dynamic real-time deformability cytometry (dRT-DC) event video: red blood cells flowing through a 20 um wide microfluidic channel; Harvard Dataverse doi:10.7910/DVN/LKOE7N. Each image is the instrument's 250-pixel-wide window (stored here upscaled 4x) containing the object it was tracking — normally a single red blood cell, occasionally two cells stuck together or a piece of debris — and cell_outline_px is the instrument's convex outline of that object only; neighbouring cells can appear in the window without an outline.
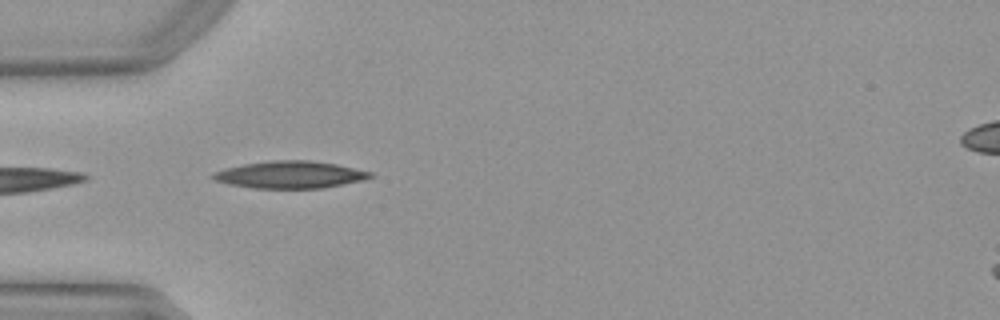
{"species": "Egyptian fruit bat (a non-hibernating species)", "species_latin": "Rousettus aegyptiacus", "temperature_condition": "warm", "stored_images_in_passage": 13, "camera_frame_rate_fps": 3000, "um_per_image_px": 0.085, "animal": {"sex": "female"}, "frame": {"image": 1, "passage_image": 1, "time_ms": 0.0, "image_size_px": [1000, 320], "cell_outline_px": [[372, 176], [364, 180], [324, 188], [252, 188], [228, 184], [216, 180], [212, 176], [216, 172], [228, 168], [244, 164], [276, 160], [308, 160], [336, 164], [372, 172]], "centroid_in_image_um": [24.71, 14.85], "position_along_channel_um": 60.3, "area_um2": 24.57}}
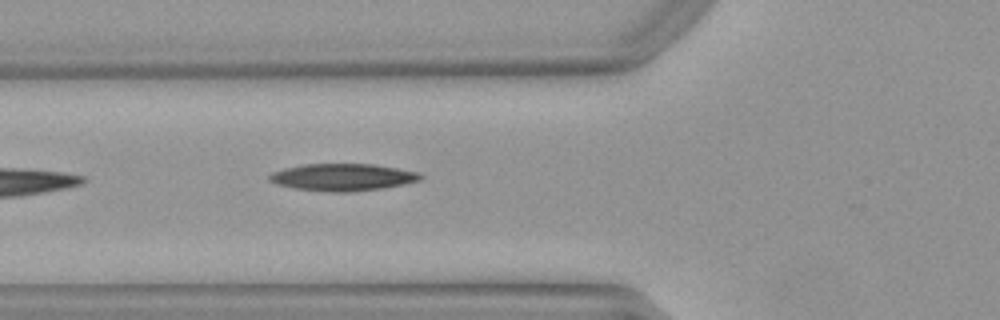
{"frame": {"image": 2, "passage_image": 4, "time_ms": 1.0, "image_size_px": [1000, 320], "cell_outline_px": [[424, 176], [420, 180], [404, 184], [384, 188], [352, 192], [328, 192], [296, 188], [276, 184], [268, 180], [268, 176], [272, 172], [284, 168], [304, 164], [372, 164], [396, 168], [416, 172]], "centroid_in_image_um": [29.11, 15.07], "position_along_channel_um": 96.7, "area_um2": 23.87}}
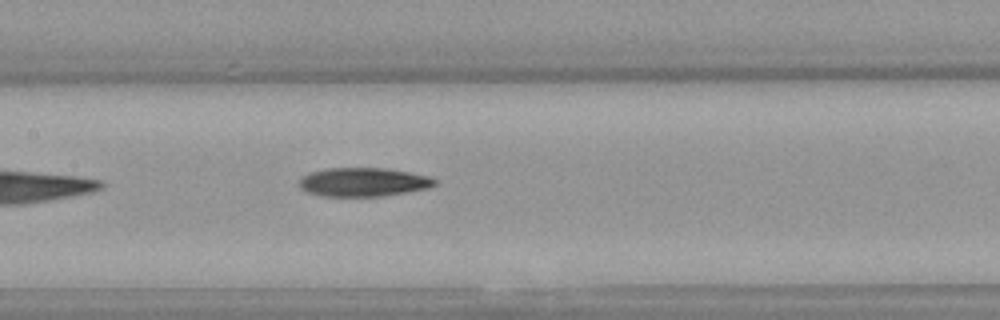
{"frame": {"image": 3, "passage_image": 10, "time_ms": 3.0, "image_size_px": [1000, 320], "cell_outline_px": [[436, 184], [428, 188], [384, 196], [320, 196], [308, 192], [300, 188], [300, 180], [304, 176], [312, 172], [328, 168], [384, 168], [408, 172], [428, 176], [436, 180]], "centroid_in_image_um": [30.89, 15.48], "position_along_channel_um": 176.5, "area_um2": 22.48}}